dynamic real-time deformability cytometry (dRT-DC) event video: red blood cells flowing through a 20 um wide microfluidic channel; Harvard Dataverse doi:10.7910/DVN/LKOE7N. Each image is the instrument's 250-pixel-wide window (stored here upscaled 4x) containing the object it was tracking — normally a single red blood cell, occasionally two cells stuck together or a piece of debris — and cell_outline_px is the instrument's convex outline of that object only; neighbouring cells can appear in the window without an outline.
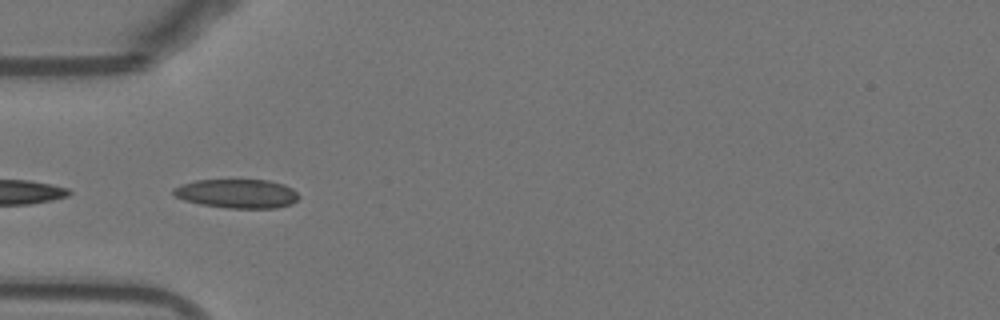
{"species": "Egyptian fruit bat (a non-hibernating species)", "species_latin": "Rousettus aegyptiacus", "temperature_condition": "warm", "stored_images_in_passage": 8, "camera_frame_rate_fps": 3000, "um_per_image_px": 0.085, "animal": {"sex": "female"}, "frame": {"image": 1, "passage_image": 6, "time_ms": 1.667, "image_size_px": [1000, 320], "cell_outline_px": [[300, 196], [292, 204], [276, 208], [228, 208], [200, 204], [184, 200], [176, 196], [172, 192], [172, 188], [180, 184], [196, 180], [268, 180], [284, 184], [292, 188]], "centroid_in_image_um": [20.15, 16.45], "position_along_channel_um": 64.9, "area_um2": 21.27}}